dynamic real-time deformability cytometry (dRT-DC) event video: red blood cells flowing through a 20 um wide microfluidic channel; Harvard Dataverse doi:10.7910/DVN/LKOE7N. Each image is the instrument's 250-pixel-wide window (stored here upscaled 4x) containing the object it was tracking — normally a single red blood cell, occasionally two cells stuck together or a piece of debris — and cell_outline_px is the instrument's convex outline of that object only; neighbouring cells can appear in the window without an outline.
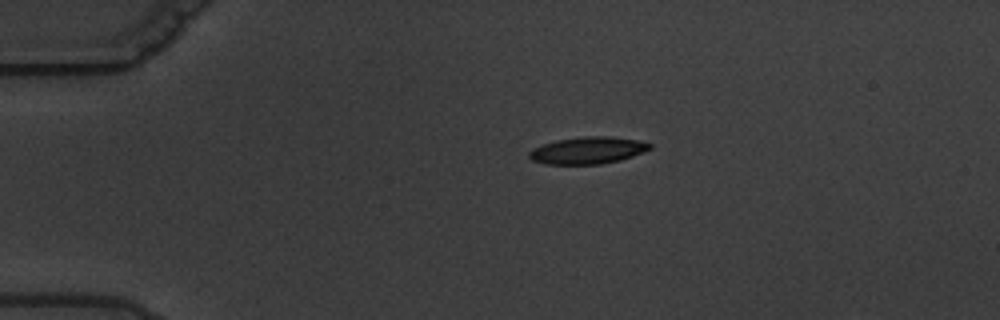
{"species": "common noctule bat (a hibernating species)", "species_latin": "Nyctalus noctula", "temperature_condition": "warm", "stored_images_in_passage": 9, "camera_frame_rate_fps": 3000, "um_per_image_px": 0.085, "animal": {"sex": "male", "body_mass_g": 19.5, "forearm_length_mm": 54.6}, "frame": {"image": 1, "passage_image": 4, "time_ms": 3.667, "image_size_px": [1000, 320], "cell_outline_px": [[652, 148], [644, 152], [620, 160], [600, 164], [544, 164], [532, 160], [528, 156], [528, 152], [532, 148], [556, 140], [584, 136], [608, 136], [636, 140], [652, 144]], "centroid_in_image_um": [49.94, 12.78], "position_along_channel_um": 35.1, "area_um2": 18.96}}